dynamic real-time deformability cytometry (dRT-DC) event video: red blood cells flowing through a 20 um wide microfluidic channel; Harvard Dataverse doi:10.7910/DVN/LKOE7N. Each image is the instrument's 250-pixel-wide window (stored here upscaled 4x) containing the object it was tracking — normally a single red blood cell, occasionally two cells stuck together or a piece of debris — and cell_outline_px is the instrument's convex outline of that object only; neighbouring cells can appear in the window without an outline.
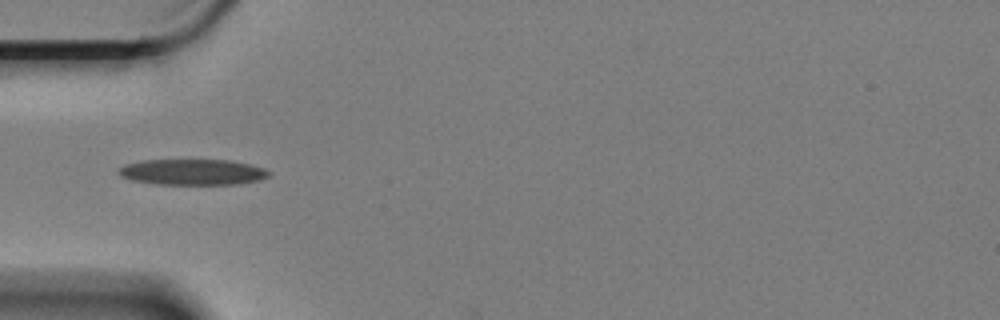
{"species": "Egyptian fruit bat (a non-hibernating species)", "species_latin": "Rousettus aegyptiacus", "temperature_condition": "cold", "stored_images_in_passage": 7, "camera_frame_rate_fps": 3000, "um_per_image_px": 0.085, "animal": {"sex": "female"}, "frame": {"image": 1, "passage_image": 4, "time_ms": 1.0, "image_size_px": [1000, 320], "cell_outline_px": [[272, 172], [268, 176], [260, 180], [240, 184], [156, 184], [132, 180], [120, 176], [116, 172], [124, 164], [144, 160], [232, 160], [264, 168]], "centroid_in_image_um": [16.37, 14.62], "position_along_channel_um": 68.6, "area_um2": 22.72}}
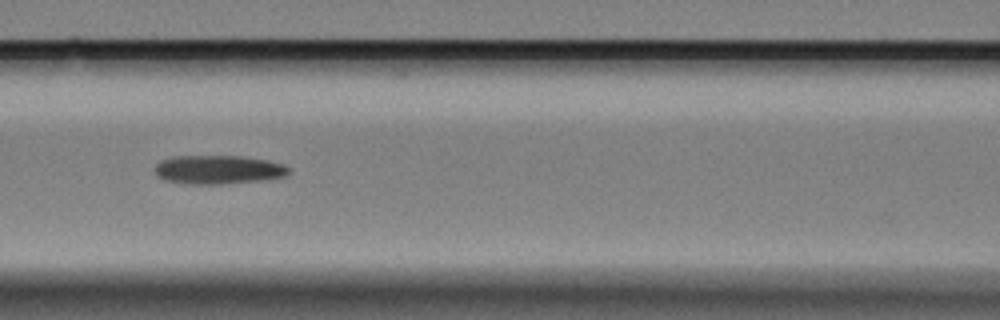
{"frame": {"image": 2, "passage_image": 6, "time_ms": 1.667, "image_size_px": [1000, 320], "cell_outline_px": [[288, 172], [284, 176], [260, 180], [220, 184], [184, 184], [164, 180], [156, 176], [152, 168], [160, 160], [172, 156], [244, 156], [268, 160], [284, 164], [288, 168]], "centroid_in_image_um": [18.46, 14.41], "position_along_channel_um": 148.1, "area_um2": 22.66}}
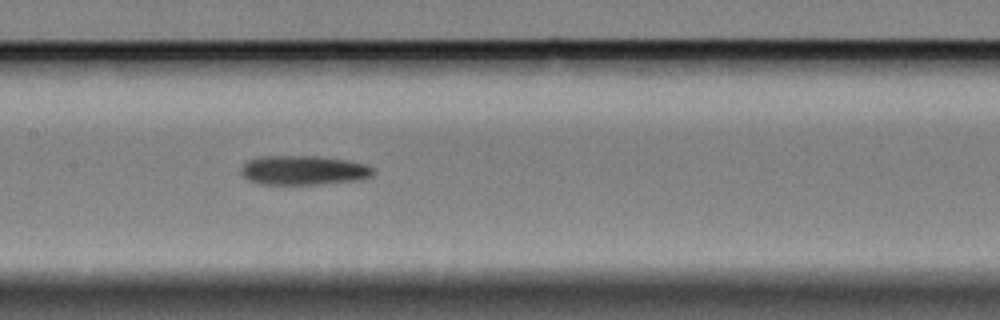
{"frame": {"image": 3, "passage_image": 7, "time_ms": 2.0, "image_size_px": [1000, 320], "cell_outline_px": [[372, 176], [360, 180], [316, 184], [260, 184], [248, 180], [240, 172], [240, 168], [248, 160], [260, 156], [316, 156], [348, 160], [364, 164], [372, 168]], "centroid_in_image_um": [25.76, 14.47], "position_along_channel_um": 181.6, "area_um2": 22.54}}